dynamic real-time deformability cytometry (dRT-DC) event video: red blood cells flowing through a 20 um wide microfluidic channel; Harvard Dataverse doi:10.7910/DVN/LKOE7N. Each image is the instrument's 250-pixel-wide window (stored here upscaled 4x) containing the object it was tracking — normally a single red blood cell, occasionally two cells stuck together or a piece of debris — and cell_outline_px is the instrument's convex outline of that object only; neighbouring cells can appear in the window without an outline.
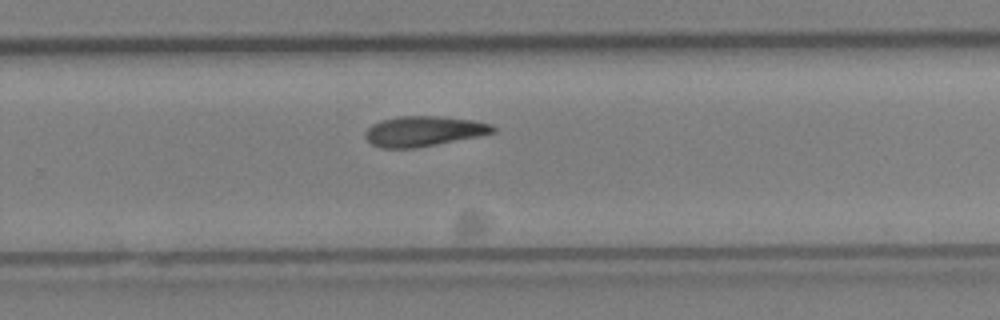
{"species": "Egyptian fruit bat (a non-hibernating species)", "species_latin": "Rousettus aegyptiacus", "temperature_condition": "cold", "stored_images_in_passage": 26, "camera_frame_rate_fps": 3000, "um_per_image_px": 0.085, "animal": {"sex": "female"}, "frame": {"image": 1, "passage_image": 16, "time_ms": 5.0, "image_size_px": [1000, 320], "cell_outline_px": [[496, 132], [416, 148], [380, 148], [372, 144], [364, 136], [364, 132], [372, 124], [380, 120], [396, 116], [436, 116], [476, 120], [492, 124], [496, 128]], "centroid_in_image_um": [35.98, 11.14], "position_along_channel_um": 293.8, "area_um2": 22.48}}